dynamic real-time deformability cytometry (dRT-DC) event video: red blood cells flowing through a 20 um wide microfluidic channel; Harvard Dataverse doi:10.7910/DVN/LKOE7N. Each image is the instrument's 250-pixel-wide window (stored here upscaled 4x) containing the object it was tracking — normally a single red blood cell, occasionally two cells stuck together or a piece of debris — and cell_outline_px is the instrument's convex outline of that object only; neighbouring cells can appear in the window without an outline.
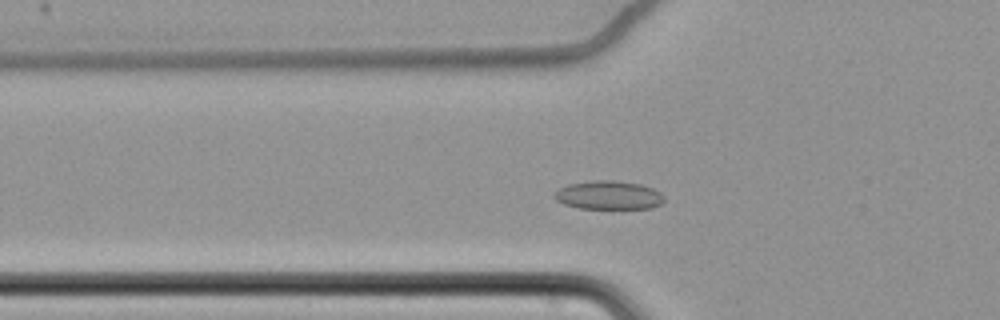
{"species": "common noctule bat (a hibernating species)", "species_latin": "Nyctalus noctula", "temperature_condition": "cold", "stored_images_in_passage": 47, "camera_frame_rate_fps": 3000, "um_per_image_px": 0.085, "animal": {"sex": "female", "body_mass_g": 22.7, "forearm_length_mm": 54.2}, "frame": {"image": 1, "passage_image": 7, "time_ms": 2.0, "image_size_px": [1000, 320], "cell_outline_px": [[664, 200], [660, 204], [652, 208], [580, 208], [564, 204], [556, 200], [552, 196], [560, 188], [568, 184], [592, 180], [612, 180], [640, 184], [652, 188], [660, 192], [664, 196]], "centroid_in_image_um": [51.73, 16.58], "position_along_channel_um": 74.1, "area_um2": 18.21}}
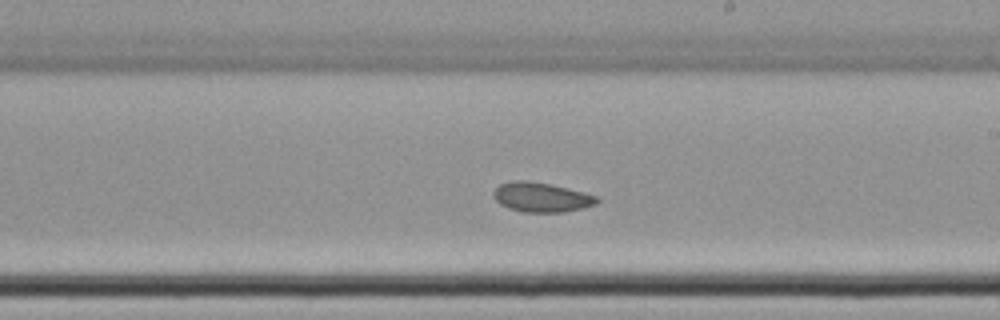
{"frame": {"image": 2, "passage_image": 22, "time_ms": 7.0, "image_size_px": [1000, 320], "cell_outline_px": [[600, 200], [596, 204], [564, 212], [524, 212], [508, 208], [500, 204], [492, 196], [492, 192], [500, 184], [512, 180], [524, 180], [552, 184], [584, 192], [596, 196]], "centroid_in_image_um": [45.99, 16.75], "position_along_channel_um": 243.0, "area_um2": 17.86}}
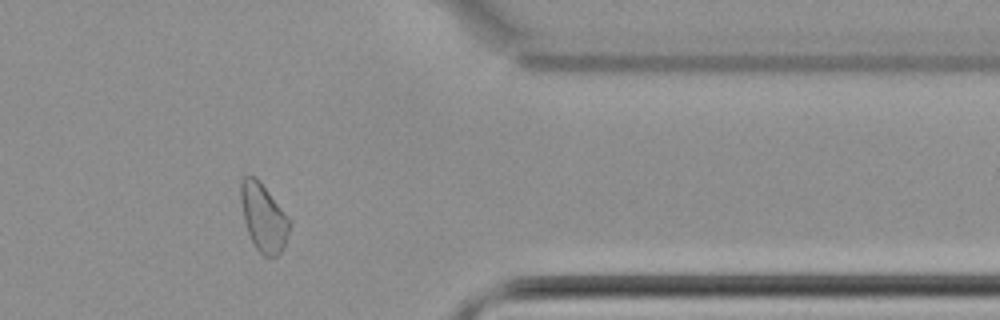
{"frame": {"image": 3, "passage_image": 36, "time_ms": 11.667, "image_size_px": [1000, 320], "cell_outline_px": [[292, 224], [284, 248], [276, 256], [264, 256], [252, 244], [244, 220], [240, 200], [240, 180], [244, 176], [256, 176], [260, 180], [292, 220]], "centroid_in_image_um": [22.42, 18.46], "position_along_channel_um": 389.0, "area_um2": 19.77}, "authors_computed_cell_mechanics": {"area_um2": 18.207, "velocity_mm_per_s": 3.4193, "shape_relaxation_time_tau1_ms": null, "shape_relaxation_time_tau2_ms": 6.8421, "deformation_change_tau1": null, "deformation_change_tau2": 0.0764}}